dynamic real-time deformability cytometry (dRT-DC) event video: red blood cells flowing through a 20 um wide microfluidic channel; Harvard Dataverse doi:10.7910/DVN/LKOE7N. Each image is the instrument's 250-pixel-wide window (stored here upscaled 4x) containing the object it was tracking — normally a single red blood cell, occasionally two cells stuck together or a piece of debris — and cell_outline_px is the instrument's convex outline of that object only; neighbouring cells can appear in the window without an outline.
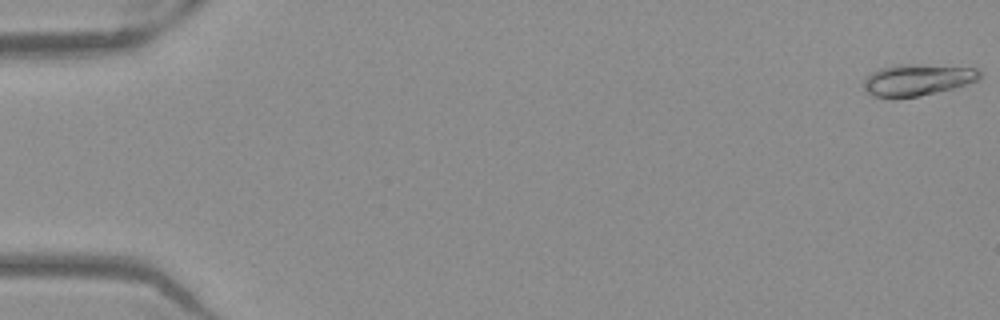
{"species": "Egyptian fruit bat (a non-hibernating species)", "species_latin": "Rousettus aegyptiacus", "temperature_condition": "warm", "stored_images_in_passage": 53, "camera_frame_rate_fps": 3000, "um_per_image_px": 0.085, "frame": {"image": 1, "passage_image": 1, "time_ms": 0.0, "image_size_px": [1000, 320], "cell_outline_px": [[980, 80], [968, 84], [936, 92], [896, 100], [872, 96], [868, 92], [864, 84], [864, 80], [872, 72], [880, 68], [896, 64], [916, 64], [976, 68], [980, 72]], "centroid_in_image_um": [77.96, 6.8], "position_along_channel_um": 7.0, "area_um2": 21.5}}
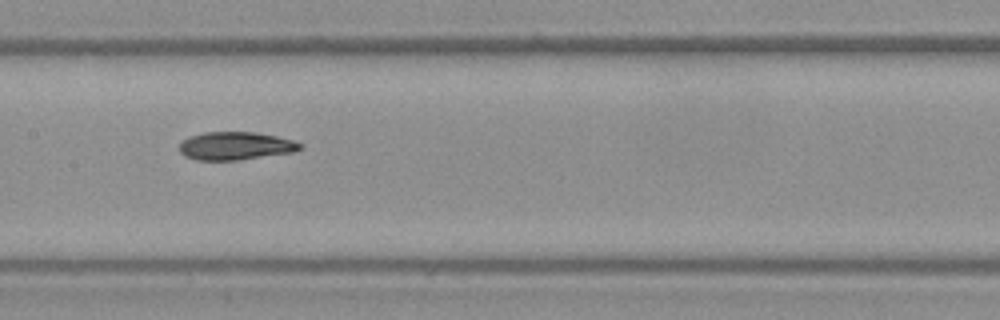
{"frame": {"image": 2, "passage_image": 27, "time_ms": 8.667, "image_size_px": [1000, 320], "cell_outline_px": [[304, 148], [292, 152], [240, 160], [196, 160], [184, 156], [180, 152], [180, 140], [188, 136], [204, 132], [256, 132], [296, 140]], "centroid_in_image_um": [20.0, 12.39], "position_along_channel_um": 187.4, "area_um2": 19.94}}
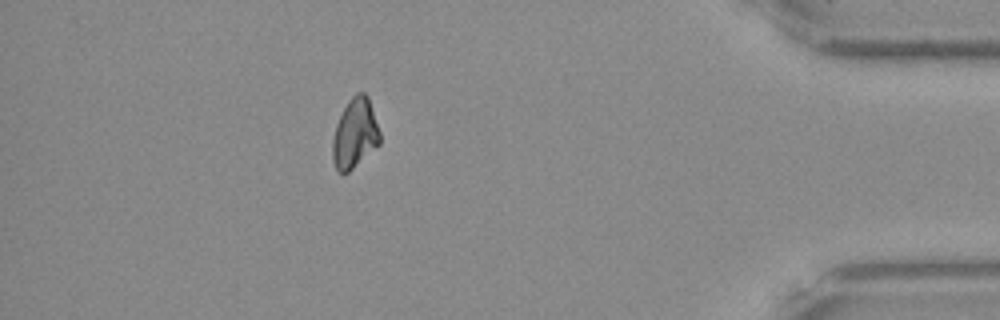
{"frame": {"image": 3, "passage_image": 47, "time_ms": 15.333, "image_size_px": [1000, 320], "cell_outline_px": [[380, 144], [348, 172], [340, 172], [336, 168], [332, 160], [332, 140], [336, 124], [348, 100], [356, 92], [364, 92], [368, 96], [380, 132]], "centroid_in_image_um": [30.16, 11.33], "position_along_channel_um": 405.0, "area_um2": 19.13}, "authors_computed_cell_mechanics": {"area_um2": 19.9988, "velocity_mm_per_s": 3.9261, "shape_relaxation_time_tau1_ms": null, "shape_relaxation_time_tau2_ms": 6.5347, "deformation_change_tau1": null, "deformation_change_tau2": 0.0811}}